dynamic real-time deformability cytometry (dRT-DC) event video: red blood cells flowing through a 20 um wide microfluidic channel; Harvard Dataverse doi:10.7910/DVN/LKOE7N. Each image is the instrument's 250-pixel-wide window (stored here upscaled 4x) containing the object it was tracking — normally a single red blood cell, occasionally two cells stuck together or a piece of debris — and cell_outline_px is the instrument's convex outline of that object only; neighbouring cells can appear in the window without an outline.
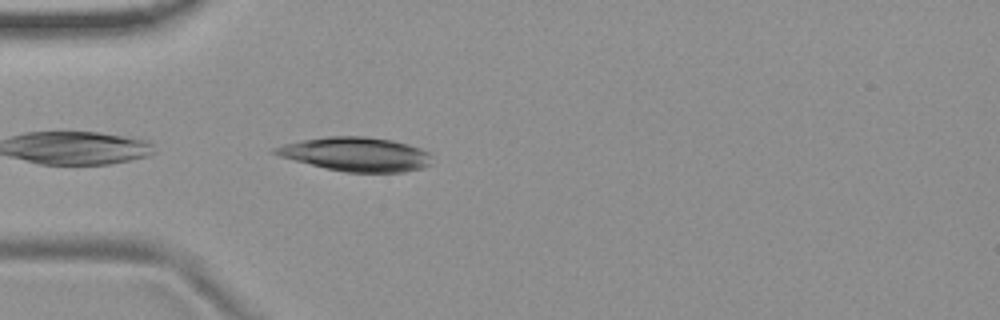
{"species": "common noctule bat (a hibernating species)", "species_latin": "Nyctalus noctula", "temperature_condition": "room temperature", "stored_images_in_passage": 4, "camera_frame_rate_fps": 3000, "um_per_image_px": 0.085, "animal": {"sex": "female", "body_mass_g": 19.9}, "frame": {"image": 1, "passage_image": 4, "time_ms": 1.0, "image_size_px": [1000, 320], "cell_outline_px": [[432, 164], [424, 168], [404, 172], [344, 172], [280, 156], [272, 152], [272, 148], [284, 144], [300, 140], [328, 136], [364, 136], [392, 140], [408, 144], [420, 148], [428, 152], [432, 156]], "centroid_in_image_um": [30.32, 13.1], "position_along_channel_um": 54.7, "area_um2": 30.98}}